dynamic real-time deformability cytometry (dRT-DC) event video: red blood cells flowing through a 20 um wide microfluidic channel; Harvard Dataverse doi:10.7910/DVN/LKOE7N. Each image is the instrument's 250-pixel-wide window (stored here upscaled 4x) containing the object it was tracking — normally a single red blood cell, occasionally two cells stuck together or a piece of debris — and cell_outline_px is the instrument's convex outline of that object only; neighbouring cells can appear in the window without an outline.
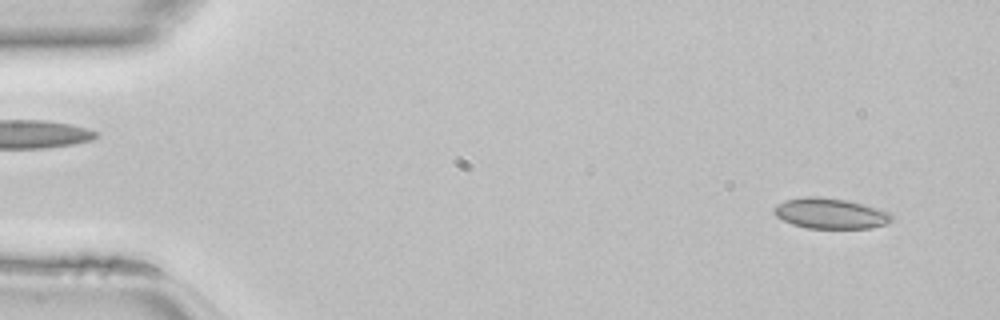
{"species": "common noctule bat (a hibernating species)", "species_latin": "Nyctalus noctula", "temperature_condition": "room temperature", "stored_images_in_passage": 45, "camera_frame_rate_fps": 3000, "um_per_image_px": 0.085, "animal": {"sex": "female", "body_mass_g": 22.7, "forearm_length_mm": 54.2}, "frame": {"image": 1, "passage_image": 3, "time_ms": 0.667, "image_size_px": [1000, 320], "cell_outline_px": [[892, 220], [888, 224], [872, 228], [808, 228], [792, 224], [776, 216], [772, 212], [772, 208], [776, 204], [784, 200], [804, 196], [820, 196], [848, 200], [876, 208], [888, 212], [892, 216]], "centroid_in_image_um": [70.54, 18.13], "position_along_channel_um": 14.5, "area_um2": 21.1}}
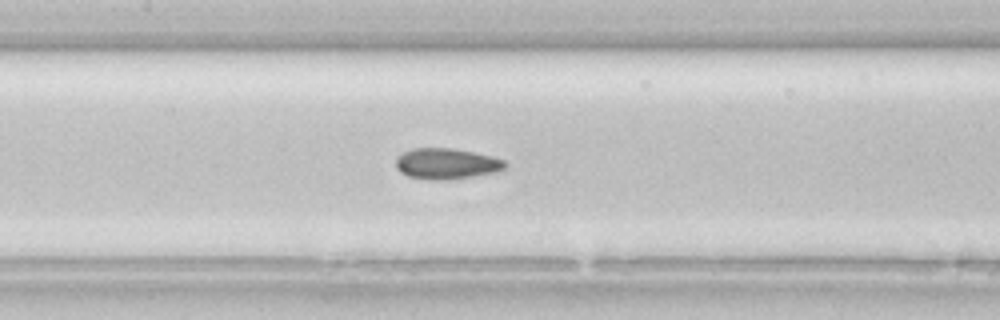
{"frame": {"image": 2, "passage_image": 21, "time_ms": 6.667, "image_size_px": [1000, 320], "cell_outline_px": [[508, 164], [504, 168], [496, 172], [448, 180], [432, 180], [408, 176], [400, 172], [396, 168], [396, 156], [412, 148], [452, 148], [492, 156], [504, 160]], "centroid_in_image_um": [37.93, 13.91], "position_along_channel_um": 169.5, "area_um2": 19.65}}
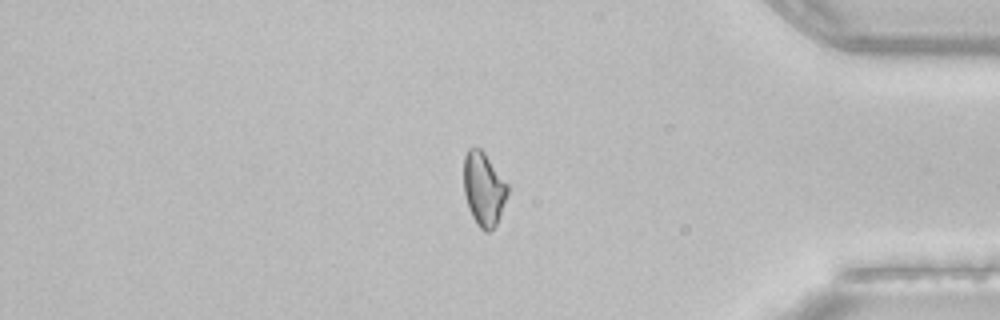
{"frame": {"image": 3, "passage_image": 38, "time_ms": 12.333, "image_size_px": [1000, 320], "cell_outline_px": [[508, 192], [500, 216], [496, 224], [488, 232], [484, 232], [476, 224], [468, 208], [464, 192], [464, 156], [468, 148], [480, 148], [484, 152], [508, 184]], "centroid_in_image_um": [41.11, 16.07], "position_along_channel_um": 394.1, "area_um2": 18.79}}